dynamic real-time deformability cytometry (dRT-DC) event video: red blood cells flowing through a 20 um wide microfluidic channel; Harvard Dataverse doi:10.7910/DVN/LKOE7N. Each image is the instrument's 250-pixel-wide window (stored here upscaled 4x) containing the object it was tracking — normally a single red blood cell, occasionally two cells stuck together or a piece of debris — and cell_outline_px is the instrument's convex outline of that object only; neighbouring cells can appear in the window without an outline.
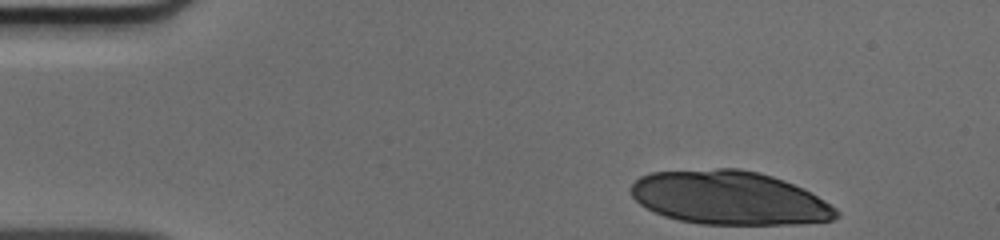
{"species": "human", "species_latin": "Homo sapiens", "temperature_condition": "cold", "stored_images_in_passage": 13, "camera_frame_rate_fps": 3000, "um_per_image_px": 0.085, "donor": {"sex": "male"}, "frame": {"image": 1, "passage_image": 1, "time_ms": 0.0, "image_size_px": [1000, 240], "cell_outline_px": [[840, 212], [832, 220], [796, 224], [700, 224], [680, 220], [664, 216], [640, 204], [632, 196], [632, 184], [640, 176], [652, 172], [716, 168], [740, 168], [772, 176], [784, 180], [804, 188], [824, 200], [836, 208]], "centroid_in_image_um": [62.0, 16.81], "position_along_channel_um": 23.0, "area_um2": 64.04}}